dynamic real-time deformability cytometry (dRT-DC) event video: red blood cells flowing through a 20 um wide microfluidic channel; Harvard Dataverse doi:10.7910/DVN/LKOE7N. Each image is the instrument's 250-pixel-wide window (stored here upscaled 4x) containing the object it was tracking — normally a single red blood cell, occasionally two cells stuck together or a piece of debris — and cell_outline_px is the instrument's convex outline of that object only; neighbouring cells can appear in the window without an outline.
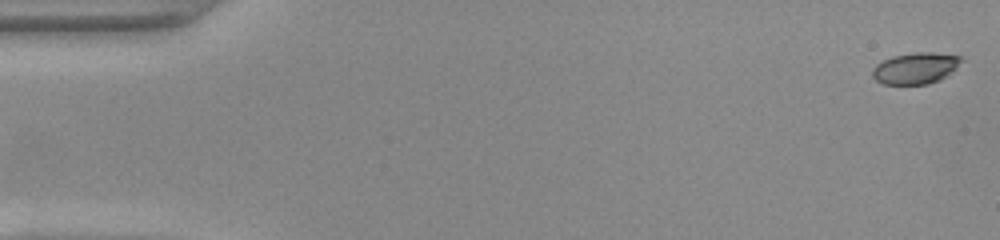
{"species": "common noctule bat (a hibernating species)", "species_latin": "Nyctalus noctula", "temperature_condition": "warm", "stored_images_in_passage": 52, "camera_frame_rate_fps": 3000, "um_per_image_px": 0.085, "animal": {"sex": "female", "body_mass_g": 22.0, "forearm_length_mm": 56.7}, "frame": {"image": 1, "passage_image": 1, "time_ms": 0.0, "image_size_px": [1000, 240], "cell_outline_px": [[964, 60], [956, 68], [940, 80], [928, 84], [884, 84], [876, 80], [872, 76], [872, 68], [876, 64], [892, 56], [916, 52], [932, 52], [964, 56]], "centroid_in_image_um": [77.84, 5.79], "position_along_channel_um": 7.2, "area_um2": 16.36}}
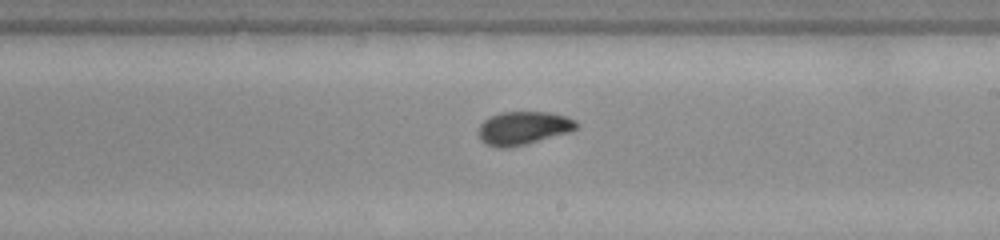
{"frame": {"image": 2, "passage_image": 30, "time_ms": 9.667, "image_size_px": [1000, 240], "cell_outline_px": [[580, 124], [572, 132], [508, 148], [496, 148], [484, 144], [480, 140], [476, 132], [480, 124], [484, 120], [500, 112], [548, 112], [564, 116], [576, 120]], "centroid_in_image_um": [44.45, 10.9], "position_along_channel_um": 244.5, "area_um2": 19.25}}
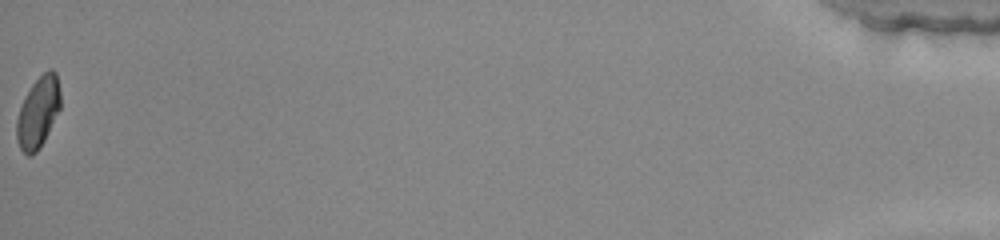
{"frame": {"image": 3, "passage_image": 52, "time_ms": 17.0, "image_size_px": [1000, 240], "cell_outline_px": [[60, 108], [44, 140], [36, 152], [32, 156], [28, 156], [20, 148], [16, 140], [16, 120], [24, 96], [32, 84], [48, 68], [52, 68], [56, 72], [60, 92]], "centroid_in_image_um": [3.23, 9.53], "position_along_channel_um": 432.0, "area_um2": 18.09}, "authors_computed_cell_mechanics": {"area_um2": 18.4093, "velocity_mm_per_s": 3.9751, "shape_relaxation_time_tau1_ms": 4.7749, "shape_relaxation_time_tau2_ms": 1.0794, "deformation_change_tau1": 0.1443, "deformation_change_tau2": 0.0504}}